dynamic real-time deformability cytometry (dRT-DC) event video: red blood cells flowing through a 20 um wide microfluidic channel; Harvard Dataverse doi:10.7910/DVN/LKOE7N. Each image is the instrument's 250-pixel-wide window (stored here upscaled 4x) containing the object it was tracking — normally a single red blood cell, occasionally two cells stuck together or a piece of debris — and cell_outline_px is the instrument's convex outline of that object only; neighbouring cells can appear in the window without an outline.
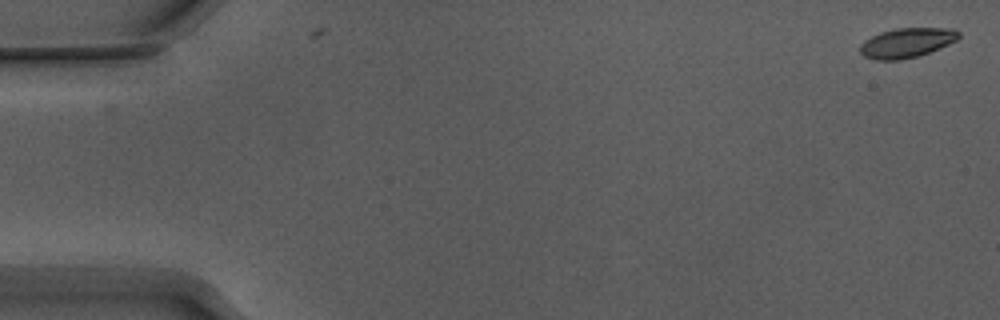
{"species": "Egyptian fruit bat (a non-hibernating species)", "species_latin": "Rousettus aegyptiacus", "temperature_condition": "warm", "stored_images_in_passage": 3, "camera_frame_rate_fps": 3000, "um_per_image_px": 0.085, "animal": {"sex": "male"}, "frame": {"image": 1, "passage_image": 2, "time_ms": 0.333, "image_size_px": [1000, 320], "cell_outline_px": [[960, 36], [956, 40], [948, 44], [928, 52], [916, 56], [900, 60], [876, 60], [864, 56], [860, 52], [860, 44], [864, 40], [880, 32], [896, 28], [952, 28], [960, 32]], "centroid_in_image_um": [77.05, 3.63], "position_along_channel_um": 8.0, "area_um2": 16.94}}